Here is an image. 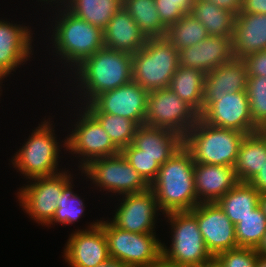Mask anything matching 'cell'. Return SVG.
Listing matches in <instances>:
<instances>
[{"mask_svg":"<svg viewBox=\"0 0 266 267\" xmlns=\"http://www.w3.org/2000/svg\"><path fill=\"white\" fill-rule=\"evenodd\" d=\"M246 93L253 123L266 130V76H248Z\"/></svg>","mask_w":266,"mask_h":267,"instance_id":"obj_35","label":"cell"},{"mask_svg":"<svg viewBox=\"0 0 266 267\" xmlns=\"http://www.w3.org/2000/svg\"><path fill=\"white\" fill-rule=\"evenodd\" d=\"M146 40L137 23L123 7L113 15L103 30L104 47L131 55L142 48Z\"/></svg>","mask_w":266,"mask_h":267,"instance_id":"obj_23","label":"cell"},{"mask_svg":"<svg viewBox=\"0 0 266 267\" xmlns=\"http://www.w3.org/2000/svg\"><path fill=\"white\" fill-rule=\"evenodd\" d=\"M192 154L184 147L160 166L150 189L154 192L162 214L191 211L197 201Z\"/></svg>","mask_w":266,"mask_h":267,"instance_id":"obj_2","label":"cell"},{"mask_svg":"<svg viewBox=\"0 0 266 267\" xmlns=\"http://www.w3.org/2000/svg\"><path fill=\"white\" fill-rule=\"evenodd\" d=\"M100 220L87 229L73 231L64 248V259L71 267H95L110 258Z\"/></svg>","mask_w":266,"mask_h":267,"instance_id":"obj_17","label":"cell"},{"mask_svg":"<svg viewBox=\"0 0 266 267\" xmlns=\"http://www.w3.org/2000/svg\"><path fill=\"white\" fill-rule=\"evenodd\" d=\"M195 215L205 246L212 257L238 247L235 225L217 203H199Z\"/></svg>","mask_w":266,"mask_h":267,"instance_id":"obj_15","label":"cell"},{"mask_svg":"<svg viewBox=\"0 0 266 267\" xmlns=\"http://www.w3.org/2000/svg\"><path fill=\"white\" fill-rule=\"evenodd\" d=\"M240 13L266 14V0H242Z\"/></svg>","mask_w":266,"mask_h":267,"instance_id":"obj_40","label":"cell"},{"mask_svg":"<svg viewBox=\"0 0 266 267\" xmlns=\"http://www.w3.org/2000/svg\"><path fill=\"white\" fill-rule=\"evenodd\" d=\"M81 170L86 179L87 177L91 179L100 191L112 192L115 195L121 194L120 197L126 194L142 193L150 188L122 153L93 159Z\"/></svg>","mask_w":266,"mask_h":267,"instance_id":"obj_9","label":"cell"},{"mask_svg":"<svg viewBox=\"0 0 266 267\" xmlns=\"http://www.w3.org/2000/svg\"><path fill=\"white\" fill-rule=\"evenodd\" d=\"M205 76L203 71L179 65L169 85V88L198 114L203 109Z\"/></svg>","mask_w":266,"mask_h":267,"instance_id":"obj_28","label":"cell"},{"mask_svg":"<svg viewBox=\"0 0 266 267\" xmlns=\"http://www.w3.org/2000/svg\"><path fill=\"white\" fill-rule=\"evenodd\" d=\"M248 76H266V50L252 53L243 58Z\"/></svg>","mask_w":266,"mask_h":267,"instance_id":"obj_39","label":"cell"},{"mask_svg":"<svg viewBox=\"0 0 266 267\" xmlns=\"http://www.w3.org/2000/svg\"><path fill=\"white\" fill-rule=\"evenodd\" d=\"M132 144L161 166L184 145V137L169 129L140 125Z\"/></svg>","mask_w":266,"mask_h":267,"instance_id":"obj_22","label":"cell"},{"mask_svg":"<svg viewBox=\"0 0 266 267\" xmlns=\"http://www.w3.org/2000/svg\"><path fill=\"white\" fill-rule=\"evenodd\" d=\"M199 117L207 124L251 134L260 129L253 123L246 91L223 96H203Z\"/></svg>","mask_w":266,"mask_h":267,"instance_id":"obj_12","label":"cell"},{"mask_svg":"<svg viewBox=\"0 0 266 267\" xmlns=\"http://www.w3.org/2000/svg\"><path fill=\"white\" fill-rule=\"evenodd\" d=\"M149 92L134 81L111 91L99 94L85 108L90 113H107L145 125Z\"/></svg>","mask_w":266,"mask_h":267,"instance_id":"obj_14","label":"cell"},{"mask_svg":"<svg viewBox=\"0 0 266 267\" xmlns=\"http://www.w3.org/2000/svg\"><path fill=\"white\" fill-rule=\"evenodd\" d=\"M0 20V77L5 78L33 55L31 28Z\"/></svg>","mask_w":266,"mask_h":267,"instance_id":"obj_18","label":"cell"},{"mask_svg":"<svg viewBox=\"0 0 266 267\" xmlns=\"http://www.w3.org/2000/svg\"><path fill=\"white\" fill-rule=\"evenodd\" d=\"M245 136L237 130L211 126L199 117L184 136V147L195 163L234 167Z\"/></svg>","mask_w":266,"mask_h":267,"instance_id":"obj_4","label":"cell"},{"mask_svg":"<svg viewBox=\"0 0 266 267\" xmlns=\"http://www.w3.org/2000/svg\"><path fill=\"white\" fill-rule=\"evenodd\" d=\"M206 28L208 35L232 37L235 15L208 1L195 0L190 13Z\"/></svg>","mask_w":266,"mask_h":267,"instance_id":"obj_29","label":"cell"},{"mask_svg":"<svg viewBox=\"0 0 266 267\" xmlns=\"http://www.w3.org/2000/svg\"><path fill=\"white\" fill-rule=\"evenodd\" d=\"M171 225V247L162 243V256L171 262L198 267L212 258L208 252L195 215L191 211H175L164 215Z\"/></svg>","mask_w":266,"mask_h":267,"instance_id":"obj_7","label":"cell"},{"mask_svg":"<svg viewBox=\"0 0 266 267\" xmlns=\"http://www.w3.org/2000/svg\"><path fill=\"white\" fill-rule=\"evenodd\" d=\"M256 267H266V255L258 254Z\"/></svg>","mask_w":266,"mask_h":267,"instance_id":"obj_48","label":"cell"},{"mask_svg":"<svg viewBox=\"0 0 266 267\" xmlns=\"http://www.w3.org/2000/svg\"><path fill=\"white\" fill-rule=\"evenodd\" d=\"M195 0H155L162 23L168 28L185 14L192 12Z\"/></svg>","mask_w":266,"mask_h":267,"instance_id":"obj_37","label":"cell"},{"mask_svg":"<svg viewBox=\"0 0 266 267\" xmlns=\"http://www.w3.org/2000/svg\"><path fill=\"white\" fill-rule=\"evenodd\" d=\"M260 193L249 182H238L216 203L236 225L259 205Z\"/></svg>","mask_w":266,"mask_h":267,"instance_id":"obj_27","label":"cell"},{"mask_svg":"<svg viewBox=\"0 0 266 267\" xmlns=\"http://www.w3.org/2000/svg\"><path fill=\"white\" fill-rule=\"evenodd\" d=\"M247 66L243 59L233 58L206 74L203 96H223L246 91Z\"/></svg>","mask_w":266,"mask_h":267,"instance_id":"obj_24","label":"cell"},{"mask_svg":"<svg viewBox=\"0 0 266 267\" xmlns=\"http://www.w3.org/2000/svg\"><path fill=\"white\" fill-rule=\"evenodd\" d=\"M198 267H223L216 257H212L210 260L204 262Z\"/></svg>","mask_w":266,"mask_h":267,"instance_id":"obj_46","label":"cell"},{"mask_svg":"<svg viewBox=\"0 0 266 267\" xmlns=\"http://www.w3.org/2000/svg\"><path fill=\"white\" fill-rule=\"evenodd\" d=\"M208 36L206 28L191 14H185L169 26L165 35L178 51L196 45Z\"/></svg>","mask_w":266,"mask_h":267,"instance_id":"obj_31","label":"cell"},{"mask_svg":"<svg viewBox=\"0 0 266 267\" xmlns=\"http://www.w3.org/2000/svg\"><path fill=\"white\" fill-rule=\"evenodd\" d=\"M233 58L232 37L209 35L202 42L179 51V65L205 74Z\"/></svg>","mask_w":266,"mask_h":267,"instance_id":"obj_19","label":"cell"},{"mask_svg":"<svg viewBox=\"0 0 266 267\" xmlns=\"http://www.w3.org/2000/svg\"><path fill=\"white\" fill-rule=\"evenodd\" d=\"M4 80V78H2V77H0V85H2L1 83H3L2 81ZM0 89H1V86H0ZM0 91H2V90H0ZM1 94V93H0ZM1 96V95H0Z\"/></svg>","mask_w":266,"mask_h":267,"instance_id":"obj_49","label":"cell"},{"mask_svg":"<svg viewBox=\"0 0 266 267\" xmlns=\"http://www.w3.org/2000/svg\"><path fill=\"white\" fill-rule=\"evenodd\" d=\"M50 122L52 121L45 120L38 124L31 136L29 135L28 141L16 152L13 160L11 159L13 167L30 181L60 173L57 172V166L61 148Z\"/></svg>","mask_w":266,"mask_h":267,"instance_id":"obj_6","label":"cell"},{"mask_svg":"<svg viewBox=\"0 0 266 267\" xmlns=\"http://www.w3.org/2000/svg\"><path fill=\"white\" fill-rule=\"evenodd\" d=\"M95 267H129V266L125 265L124 263H122L121 261L117 259L109 258L105 262L100 263L99 265Z\"/></svg>","mask_w":266,"mask_h":267,"instance_id":"obj_44","label":"cell"},{"mask_svg":"<svg viewBox=\"0 0 266 267\" xmlns=\"http://www.w3.org/2000/svg\"><path fill=\"white\" fill-rule=\"evenodd\" d=\"M223 267H256L258 253L255 248L236 247L216 256Z\"/></svg>","mask_w":266,"mask_h":267,"instance_id":"obj_38","label":"cell"},{"mask_svg":"<svg viewBox=\"0 0 266 267\" xmlns=\"http://www.w3.org/2000/svg\"><path fill=\"white\" fill-rule=\"evenodd\" d=\"M256 252L261 255H266V232L264 233L259 245L255 248Z\"/></svg>","mask_w":266,"mask_h":267,"instance_id":"obj_45","label":"cell"},{"mask_svg":"<svg viewBox=\"0 0 266 267\" xmlns=\"http://www.w3.org/2000/svg\"><path fill=\"white\" fill-rule=\"evenodd\" d=\"M198 118L199 114L170 88L149 92L145 125L169 129L184 137Z\"/></svg>","mask_w":266,"mask_h":267,"instance_id":"obj_10","label":"cell"},{"mask_svg":"<svg viewBox=\"0 0 266 267\" xmlns=\"http://www.w3.org/2000/svg\"><path fill=\"white\" fill-rule=\"evenodd\" d=\"M58 14L50 38L52 48H55L53 52L73 72L86 58L104 47L103 30L76 17L66 8L58 9Z\"/></svg>","mask_w":266,"mask_h":267,"instance_id":"obj_3","label":"cell"},{"mask_svg":"<svg viewBox=\"0 0 266 267\" xmlns=\"http://www.w3.org/2000/svg\"><path fill=\"white\" fill-rule=\"evenodd\" d=\"M121 200L110 221L114 226L127 232L156 233L155 218L161 210L150 188L142 193L123 195Z\"/></svg>","mask_w":266,"mask_h":267,"instance_id":"obj_16","label":"cell"},{"mask_svg":"<svg viewBox=\"0 0 266 267\" xmlns=\"http://www.w3.org/2000/svg\"><path fill=\"white\" fill-rule=\"evenodd\" d=\"M81 109L75 128L63 144L65 150L81 156L80 170L93 159L121 153L100 122L84 106Z\"/></svg>","mask_w":266,"mask_h":267,"instance_id":"obj_11","label":"cell"},{"mask_svg":"<svg viewBox=\"0 0 266 267\" xmlns=\"http://www.w3.org/2000/svg\"><path fill=\"white\" fill-rule=\"evenodd\" d=\"M235 58L266 50V14L239 13L235 16L232 35Z\"/></svg>","mask_w":266,"mask_h":267,"instance_id":"obj_21","label":"cell"},{"mask_svg":"<svg viewBox=\"0 0 266 267\" xmlns=\"http://www.w3.org/2000/svg\"><path fill=\"white\" fill-rule=\"evenodd\" d=\"M71 182L73 181H70L63 188L62 194L57 202L58 208L56 209L54 217L46 226L55 225V223H60L62 225L72 224L83 216L85 211L84 200H81V198L74 193Z\"/></svg>","mask_w":266,"mask_h":267,"instance_id":"obj_34","label":"cell"},{"mask_svg":"<svg viewBox=\"0 0 266 267\" xmlns=\"http://www.w3.org/2000/svg\"><path fill=\"white\" fill-rule=\"evenodd\" d=\"M71 176L68 171H61L53 176L31 179L32 182L17 193L20 206L38 224L47 225L58 208L63 188L73 179Z\"/></svg>","mask_w":266,"mask_h":267,"instance_id":"obj_13","label":"cell"},{"mask_svg":"<svg viewBox=\"0 0 266 267\" xmlns=\"http://www.w3.org/2000/svg\"><path fill=\"white\" fill-rule=\"evenodd\" d=\"M64 7L76 17L104 30L113 15L123 6V0H48L46 4ZM60 1V2H59ZM62 3V4H60Z\"/></svg>","mask_w":266,"mask_h":267,"instance_id":"obj_26","label":"cell"},{"mask_svg":"<svg viewBox=\"0 0 266 267\" xmlns=\"http://www.w3.org/2000/svg\"><path fill=\"white\" fill-rule=\"evenodd\" d=\"M266 161V130L247 134L238 150L234 170L239 182H250Z\"/></svg>","mask_w":266,"mask_h":267,"instance_id":"obj_25","label":"cell"},{"mask_svg":"<svg viewBox=\"0 0 266 267\" xmlns=\"http://www.w3.org/2000/svg\"><path fill=\"white\" fill-rule=\"evenodd\" d=\"M121 153L130 163L132 168H134L150 186L160 169V165L154 161V158L143 154V151L137 149L132 143L126 146Z\"/></svg>","mask_w":266,"mask_h":267,"instance_id":"obj_36","label":"cell"},{"mask_svg":"<svg viewBox=\"0 0 266 267\" xmlns=\"http://www.w3.org/2000/svg\"><path fill=\"white\" fill-rule=\"evenodd\" d=\"M108 133L113 144L122 151L132 143L139 125L128 118L107 113H91Z\"/></svg>","mask_w":266,"mask_h":267,"instance_id":"obj_32","label":"cell"},{"mask_svg":"<svg viewBox=\"0 0 266 267\" xmlns=\"http://www.w3.org/2000/svg\"><path fill=\"white\" fill-rule=\"evenodd\" d=\"M259 207L266 216V194H260L259 197Z\"/></svg>","mask_w":266,"mask_h":267,"instance_id":"obj_47","label":"cell"},{"mask_svg":"<svg viewBox=\"0 0 266 267\" xmlns=\"http://www.w3.org/2000/svg\"><path fill=\"white\" fill-rule=\"evenodd\" d=\"M238 182L232 166L194 164L195 191L199 203L217 202Z\"/></svg>","mask_w":266,"mask_h":267,"instance_id":"obj_20","label":"cell"},{"mask_svg":"<svg viewBox=\"0 0 266 267\" xmlns=\"http://www.w3.org/2000/svg\"><path fill=\"white\" fill-rule=\"evenodd\" d=\"M151 267H190L186 265H180L175 262L167 260L164 256H161Z\"/></svg>","mask_w":266,"mask_h":267,"instance_id":"obj_43","label":"cell"},{"mask_svg":"<svg viewBox=\"0 0 266 267\" xmlns=\"http://www.w3.org/2000/svg\"><path fill=\"white\" fill-rule=\"evenodd\" d=\"M179 66V51L164 37L147 38L132 55V81L148 92L169 88Z\"/></svg>","mask_w":266,"mask_h":267,"instance_id":"obj_5","label":"cell"},{"mask_svg":"<svg viewBox=\"0 0 266 267\" xmlns=\"http://www.w3.org/2000/svg\"><path fill=\"white\" fill-rule=\"evenodd\" d=\"M137 23L146 38L164 37L167 27L162 23L155 0H123L122 6Z\"/></svg>","mask_w":266,"mask_h":267,"instance_id":"obj_30","label":"cell"},{"mask_svg":"<svg viewBox=\"0 0 266 267\" xmlns=\"http://www.w3.org/2000/svg\"><path fill=\"white\" fill-rule=\"evenodd\" d=\"M110 258L129 267H151L162 256V243L156 233H133L121 230L109 220H100Z\"/></svg>","mask_w":266,"mask_h":267,"instance_id":"obj_8","label":"cell"},{"mask_svg":"<svg viewBox=\"0 0 266 267\" xmlns=\"http://www.w3.org/2000/svg\"><path fill=\"white\" fill-rule=\"evenodd\" d=\"M73 71L74 80L78 82L76 88L79 87L77 90L81 92L79 96H82L79 98L84 100V104L81 103L84 106L99 94L132 81V55L103 47Z\"/></svg>","mask_w":266,"mask_h":267,"instance_id":"obj_1","label":"cell"},{"mask_svg":"<svg viewBox=\"0 0 266 267\" xmlns=\"http://www.w3.org/2000/svg\"><path fill=\"white\" fill-rule=\"evenodd\" d=\"M260 194H266V161L260 172L249 182Z\"/></svg>","mask_w":266,"mask_h":267,"instance_id":"obj_42","label":"cell"},{"mask_svg":"<svg viewBox=\"0 0 266 267\" xmlns=\"http://www.w3.org/2000/svg\"><path fill=\"white\" fill-rule=\"evenodd\" d=\"M238 247L256 248L266 232V216L259 205L235 225Z\"/></svg>","mask_w":266,"mask_h":267,"instance_id":"obj_33","label":"cell"},{"mask_svg":"<svg viewBox=\"0 0 266 267\" xmlns=\"http://www.w3.org/2000/svg\"><path fill=\"white\" fill-rule=\"evenodd\" d=\"M199 1H208L221 7L235 16H237L242 9V0H199Z\"/></svg>","mask_w":266,"mask_h":267,"instance_id":"obj_41","label":"cell"}]
</instances>
